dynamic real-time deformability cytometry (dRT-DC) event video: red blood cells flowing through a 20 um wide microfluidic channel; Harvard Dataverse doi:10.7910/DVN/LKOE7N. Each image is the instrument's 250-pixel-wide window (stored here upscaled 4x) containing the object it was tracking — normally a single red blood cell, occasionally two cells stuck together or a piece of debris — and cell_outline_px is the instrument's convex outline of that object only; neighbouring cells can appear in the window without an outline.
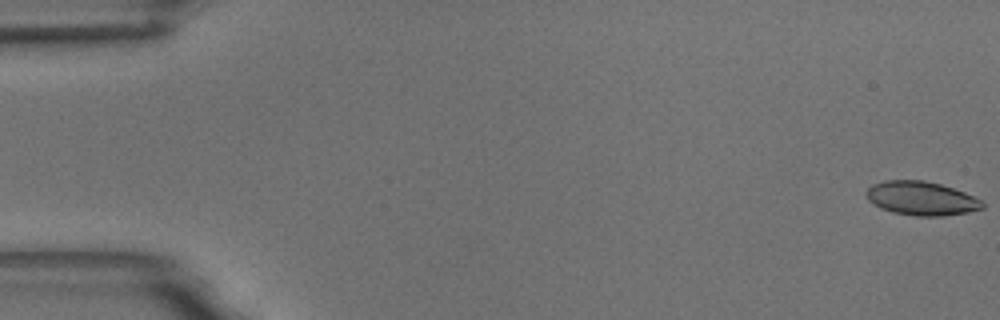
{"species": "common noctule bat (a hibernating species)", "species_latin": "Nyctalus noctula", "temperature_condition": "room temperature", "stored_images_in_passage": 57, "camera_frame_rate_fps": 3000, "um_per_image_px": 0.085, "animal": {"sex": "male", "body_mass_g": 18.8}, "frame": {"image": 1, "passage_image": 1, "time_ms": 0.0, "image_size_px": [1000, 320], "cell_outline_px": [[984, 208], [968, 212], [944, 216], [916, 216], [892, 212], [880, 208], [872, 204], [868, 200], [864, 192], [872, 184], [884, 180], [924, 180], [940, 184], [964, 192], [984, 200]], "centroid_in_image_um": [78.3, 16.86], "position_along_channel_um": 6.7, "area_um2": 23.18}}
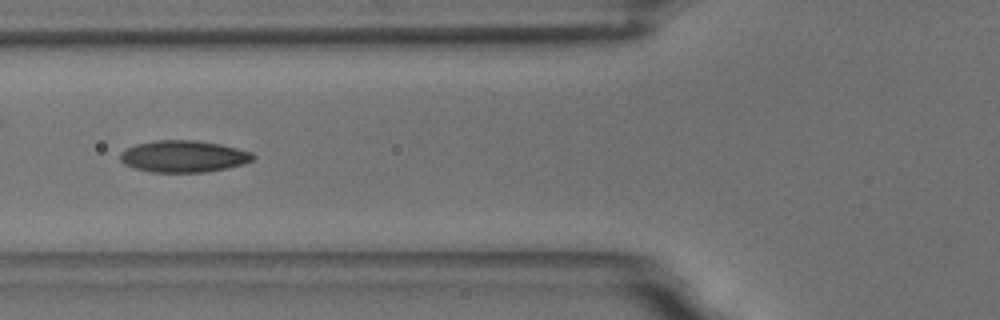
{"frame": {"image": 2, "passage_image": 22, "time_ms": 7.0, "image_size_px": [1000, 320], "cell_outline_px": [[256, 156], [252, 160], [244, 164], [204, 172], [152, 172], [132, 168], [124, 164], [120, 160], [120, 152], [136, 144], [156, 140], [196, 140], [220, 144], [252, 152]], "centroid_in_image_um": [15.58, 13.29], "position_along_channel_um": 110.2, "area_um2": 24.57}}
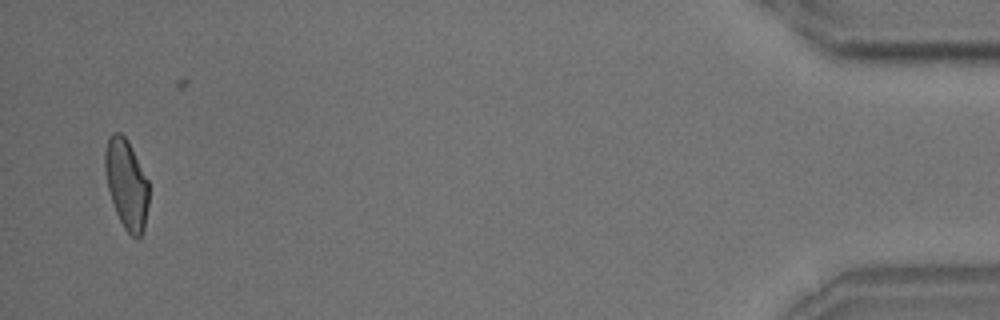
{"frame": {"image": 3, "passage_image": 55, "time_ms": 18.0, "image_size_px": [1000, 320], "cell_outline_px": [[148, 204], [144, 228], [140, 236], [132, 236], [124, 228], [116, 212], [108, 188], [104, 168], [104, 152], [108, 136], [112, 132], [120, 132], [128, 140], [148, 180]], "centroid_in_image_um": [10.73, 15.59], "position_along_channel_um": 424.5, "area_um2": 22.77}, "authors_computed_cell_mechanics": {"area_um2": 23.2934, "velocity_mm_per_s": 3.6158, "shape_relaxation_time_tau1_ms": 5.1265, "shape_relaxation_time_tau2_ms": 2.4331, "deformation_change_tau1": 0.1612, "deformation_change_tau2": 0.0764}}